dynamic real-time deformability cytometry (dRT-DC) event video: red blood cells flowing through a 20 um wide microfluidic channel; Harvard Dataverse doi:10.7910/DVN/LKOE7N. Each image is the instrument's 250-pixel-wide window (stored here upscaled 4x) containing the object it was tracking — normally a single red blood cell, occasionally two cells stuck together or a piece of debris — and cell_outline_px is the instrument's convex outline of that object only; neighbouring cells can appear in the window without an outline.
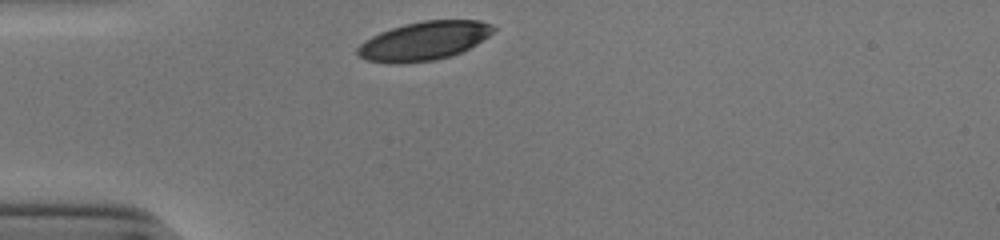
{"species": "human", "species_latin": "Homo sapiens", "temperature_condition": "cold", "stored_images_in_passage": 28, "camera_frame_rate_fps": 3000, "um_per_image_px": 0.085, "donor": {"sex": "male"}, "frame": {"image": 1, "passage_image": 1, "time_ms": 0.0, "image_size_px": [1000, 240], "cell_outline_px": [[496, 28], [488, 36], [476, 44], [452, 56], [436, 60], [396, 64], [388, 64], [368, 60], [356, 56], [356, 48], [364, 40], [380, 32], [404, 24], [424, 20], [480, 20], [492, 24]], "centroid_in_image_um": [36.01, 3.48], "position_along_channel_um": 49.0, "area_um2": 30.81}}
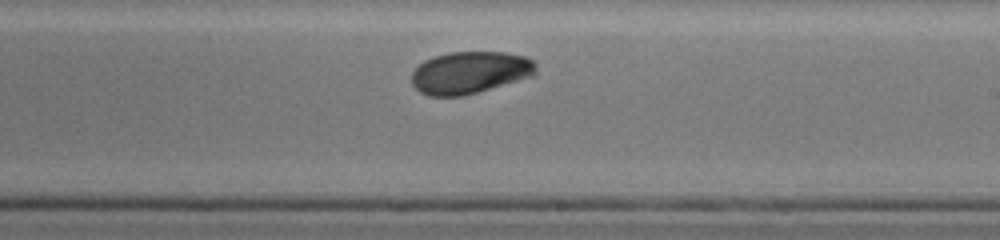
{"frame": {"image": 2, "passage_image": 18, "time_ms": 5.667, "image_size_px": [1000, 240], "cell_outline_px": [[536, 72], [532, 76], [464, 96], [428, 96], [420, 92], [412, 84], [412, 72], [424, 60], [436, 56], [452, 52], [504, 52], [524, 56], [532, 60], [536, 64]], "centroid_in_image_um": [39.93, 6.17], "position_along_channel_um": 249.1, "area_um2": 30.4}}
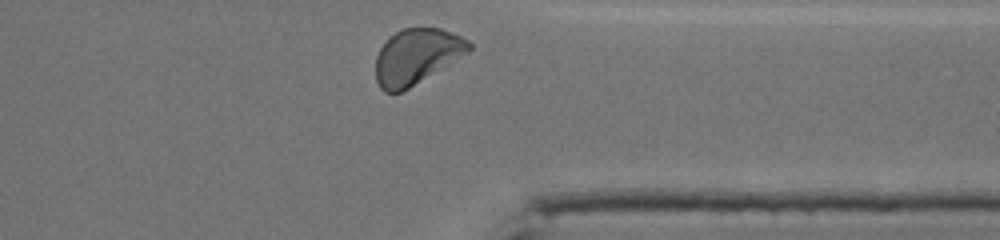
{"frame": {"image": 3, "passage_image": 28, "time_ms": 9.0, "image_size_px": [1000, 240], "cell_outline_px": [[472, 48], [468, 52], [408, 88], [400, 92], [384, 92], [380, 88], [376, 80], [376, 56], [380, 48], [388, 36], [404, 28], [440, 28], [460, 36], [468, 40], [472, 44]], "centroid_in_image_um": [35.38, 4.78], "position_along_channel_um": 376.0, "area_um2": 29.71}, "authors_computed_cell_mechanics": {"area_um2": 31.3565, "velocity_mm_per_s": 3.8702, "shape_relaxation_time_tau1_ms": 2.8038, "shape_relaxation_time_tau2_ms": 3.4333, "deformation_change_tau1": 0.1109, "deformation_change_tau2": 0.0535}}